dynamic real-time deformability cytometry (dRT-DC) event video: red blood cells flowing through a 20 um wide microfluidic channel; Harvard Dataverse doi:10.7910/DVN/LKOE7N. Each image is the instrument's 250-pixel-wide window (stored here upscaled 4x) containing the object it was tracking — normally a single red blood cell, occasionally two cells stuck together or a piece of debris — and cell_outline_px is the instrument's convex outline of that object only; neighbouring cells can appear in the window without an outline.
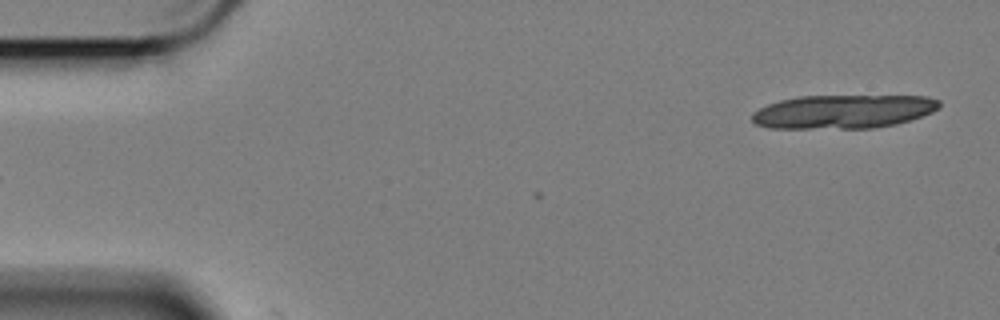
{"species": "Egyptian fruit bat (a non-hibernating species)", "species_latin": "Rousettus aegyptiacus", "temperature_condition": "cold", "stored_images_in_passage": 4, "camera_frame_rate_fps": 3000, "um_per_image_px": 0.085, "animal": {"sex": "female"}, "frame": {"image": 1, "passage_image": 1, "time_ms": 0.0, "image_size_px": [1000, 320], "cell_outline_px": [[940, 108], [932, 112], [896, 124], [876, 128], [768, 128], [756, 124], [752, 120], [752, 112], [768, 104], [780, 100], [800, 96], [928, 96], [940, 100]], "centroid_in_image_um": [71.68, 9.48], "position_along_channel_um": 13.3, "area_um2": 36.82}}